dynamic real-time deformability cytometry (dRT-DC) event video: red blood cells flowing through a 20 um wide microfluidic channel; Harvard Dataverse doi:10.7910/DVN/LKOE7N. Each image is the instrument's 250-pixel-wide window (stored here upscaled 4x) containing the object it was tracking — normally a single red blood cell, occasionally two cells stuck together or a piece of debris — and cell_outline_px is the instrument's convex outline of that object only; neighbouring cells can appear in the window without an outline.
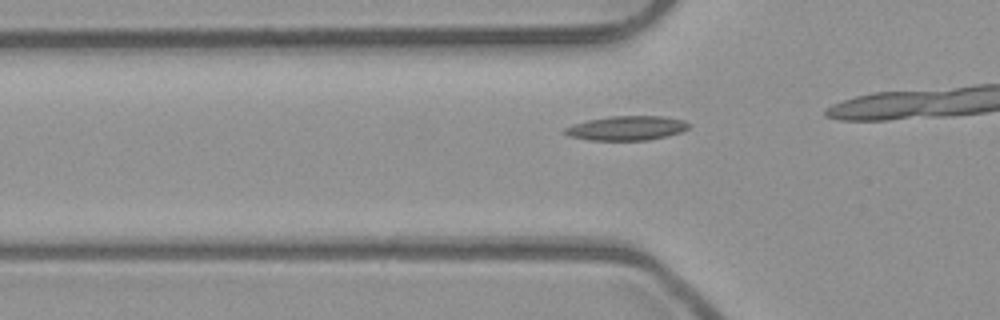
{"species": "common noctule bat (a hibernating species)", "species_latin": "Nyctalus noctula", "temperature_condition": "room temperature", "stored_images_in_passage": 15, "camera_frame_rate_fps": 3000, "um_per_image_px": 0.085, "animal": {"sex": "male", "body_mass_g": 23.1, "forearm_length_mm": 52.7}, "frame": {"image": 1, "passage_image": 11, "time_ms": 3.333, "image_size_px": [1000, 320], "cell_outline_px": [[692, 124], [688, 128], [680, 132], [668, 136], [648, 140], [588, 140], [568, 136], [560, 132], [564, 128], [572, 124], [588, 120], [612, 116], [664, 116], [684, 120]], "centroid_in_image_um": [53.25, 10.89], "position_along_channel_um": 72.6, "area_um2": 17.8}}